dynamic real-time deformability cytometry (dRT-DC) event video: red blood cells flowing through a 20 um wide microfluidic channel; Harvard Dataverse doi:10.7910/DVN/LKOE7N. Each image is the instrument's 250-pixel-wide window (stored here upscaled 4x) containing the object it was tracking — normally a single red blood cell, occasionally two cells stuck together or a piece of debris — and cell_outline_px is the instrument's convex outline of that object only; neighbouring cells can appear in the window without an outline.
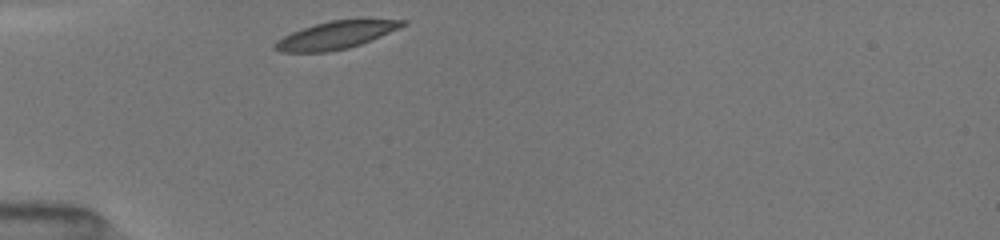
{"species": "common noctule bat (a hibernating species)", "species_latin": "Nyctalus noctula", "temperature_condition": "room temperature", "stored_images_in_passage": 8, "camera_frame_rate_fps": 3000, "um_per_image_px": 0.085, "animal": {"sex": "female", "body_mass_g": 19.5, "forearm_length_mm": 54.1}, "frame": {"image": 1, "passage_image": 1, "time_ms": 0.0, "image_size_px": [1000, 240], "cell_outline_px": [[408, 24], [372, 40], [348, 48], [328, 52], [280, 52], [272, 48], [272, 44], [276, 40], [292, 32], [316, 24], [332, 20], [360, 16], [408, 20]], "centroid_in_image_um": [28.65, 2.93], "position_along_channel_um": 56.3, "area_um2": 21.44}}
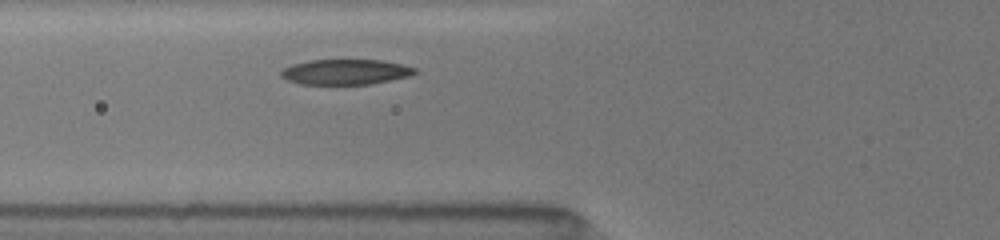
{"frame": {"image": 2, "passage_image": 6, "time_ms": 1.333, "image_size_px": [1000, 240], "cell_outline_px": [[420, 72], [412, 76], [368, 84], [300, 84], [288, 80], [280, 76], [280, 72], [284, 68], [292, 64], [308, 60], [380, 60], [404, 64], [416, 68]], "centroid_in_image_um": [29.41, 6.11], "position_along_channel_um": 96.4, "area_um2": 19.88}}